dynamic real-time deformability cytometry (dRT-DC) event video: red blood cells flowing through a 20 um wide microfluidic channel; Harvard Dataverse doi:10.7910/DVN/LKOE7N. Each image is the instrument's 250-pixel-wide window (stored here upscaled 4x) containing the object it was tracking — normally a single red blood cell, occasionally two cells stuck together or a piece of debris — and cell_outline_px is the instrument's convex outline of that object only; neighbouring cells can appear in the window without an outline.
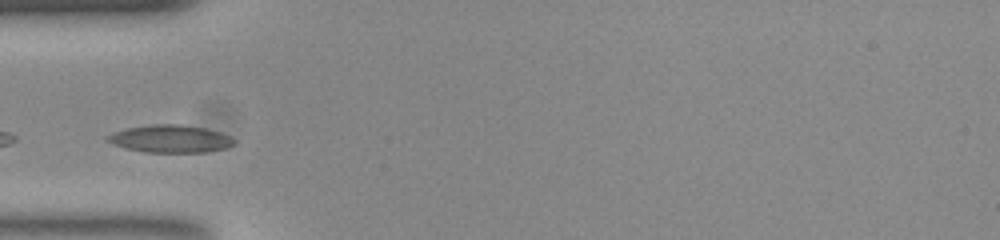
{"species": "common noctule bat (a hibernating species)", "species_latin": "Nyctalus noctula", "temperature_condition": "room temperature", "stored_images_in_passage": 33, "camera_frame_rate_fps": 3000, "um_per_image_px": 0.085, "animal": {"sex": "female", "body_mass_g": 23.0, "forearm_length_mm": 53.4}, "frame": {"image": 1, "passage_image": 1, "time_ms": 0.0, "image_size_px": [1000, 240], "cell_outline_px": [[236, 144], [224, 148], [204, 152], [144, 152], [124, 148], [112, 144], [104, 136], [128, 128], [156, 124], [180, 124], [204, 128], [220, 132], [236, 140]], "centroid_in_image_um": [14.48, 11.8], "position_along_channel_um": 70.5, "area_um2": 20.17}}
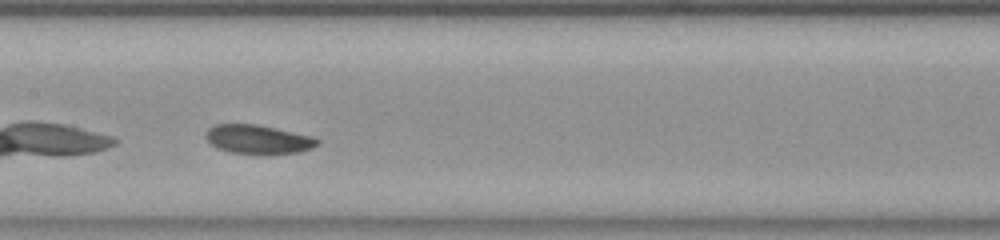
{"frame": {"image": 2, "passage_image": 10, "time_ms": 3.0, "image_size_px": [1000, 240], "cell_outline_px": [[320, 144], [312, 148], [300, 152], [232, 152], [216, 148], [208, 140], [208, 128], [216, 124], [256, 124], [312, 136], [320, 140]], "centroid_in_image_um": [21.98, 11.81], "position_along_channel_um": 185.4, "area_um2": 18.09}}
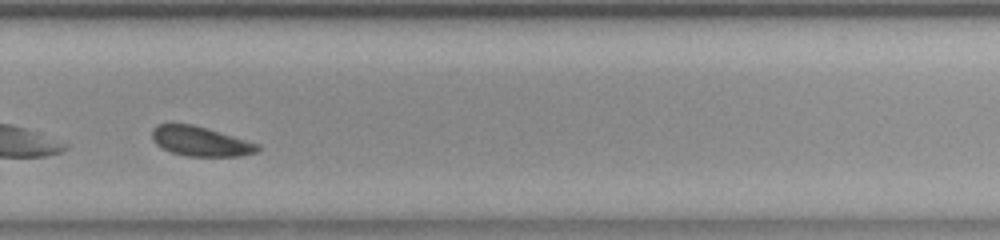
{"frame": {"image": 3, "passage_image": 20, "time_ms": 6.333, "image_size_px": [1000, 240], "cell_outline_px": [[260, 148], [256, 152], [244, 156], [188, 156], [172, 152], [156, 144], [152, 140], [152, 132], [160, 124], [192, 124], [260, 144]], "centroid_in_image_um": [17.08, 12.03], "position_along_channel_um": 312.7, "area_um2": 17.92}}